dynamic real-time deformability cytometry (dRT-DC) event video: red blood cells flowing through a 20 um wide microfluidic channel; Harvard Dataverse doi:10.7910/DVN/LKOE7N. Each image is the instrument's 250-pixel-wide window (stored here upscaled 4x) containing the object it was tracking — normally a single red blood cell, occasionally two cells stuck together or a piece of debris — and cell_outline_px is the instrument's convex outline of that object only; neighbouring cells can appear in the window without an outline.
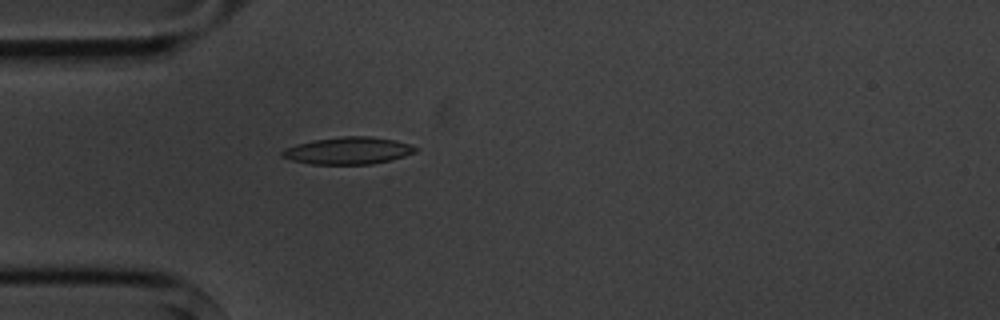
{"species": "common noctule bat (a hibernating species)", "species_latin": "Nyctalus noctula", "temperature_condition": "cold", "stored_images_in_passage": 1, "camera_frame_rate_fps": 3000, "um_per_image_px": 0.085, "animal": {"sex": "male", "body_mass_g": 20.1, "forearm_length_mm": 53.5}, "frame": {"image": 1, "passage_image": 1, "time_ms": 0.0, "image_size_px": [1000, 320], "cell_outline_px": [[420, 148], [416, 152], [392, 160], [372, 164], [308, 164], [292, 160], [280, 156], [280, 152], [284, 148], [296, 144], [312, 140], [340, 136], [368, 136], [396, 140]], "centroid_in_image_um": [29.58, 12.8], "position_along_channel_um": 55.4, "area_um2": 21.33}}